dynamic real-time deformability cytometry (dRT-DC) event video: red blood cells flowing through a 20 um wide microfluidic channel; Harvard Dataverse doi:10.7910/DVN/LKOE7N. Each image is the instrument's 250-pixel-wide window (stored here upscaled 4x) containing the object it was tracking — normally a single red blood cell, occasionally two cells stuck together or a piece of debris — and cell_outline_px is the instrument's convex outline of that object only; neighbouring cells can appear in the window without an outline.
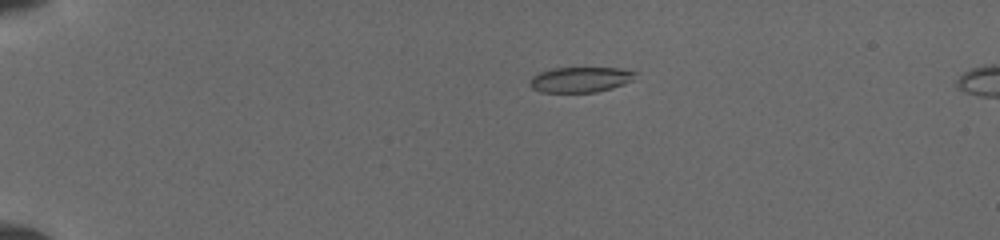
{"species": "common noctule bat (a hibernating species)", "species_latin": "Nyctalus noctula", "temperature_condition": "cold", "stored_images_in_passage": 47, "camera_frame_rate_fps": 3000, "um_per_image_px": 0.085, "animal": {"sex": "female", "body_mass_g": 19.5, "forearm_length_mm": 54.1}, "frame": {"image": 1, "passage_image": 1, "time_ms": 0.0, "image_size_px": [1000, 240], "cell_outline_px": [[636, 72], [632, 80], [624, 84], [612, 88], [596, 92], [540, 92], [532, 88], [528, 84], [532, 76], [540, 72], [552, 68], [620, 68]], "centroid_in_image_um": [49.3, 6.77], "position_along_channel_um": 35.7, "area_um2": 15.55}}
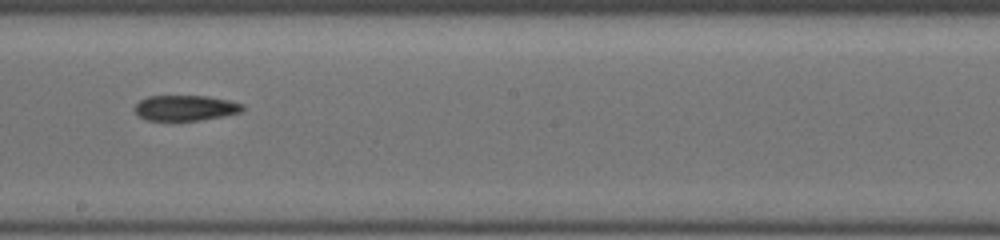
{"frame": {"image": 2, "passage_image": 25, "time_ms": 6.667, "image_size_px": [1000, 240], "cell_outline_px": [[244, 108], [240, 112], [224, 116], [196, 120], [148, 120], [140, 116], [132, 108], [140, 100], [148, 96], [208, 96], [228, 100], [244, 104]], "centroid_in_image_um": [15.76, 9.16], "position_along_channel_um": 232.4, "area_um2": 15.9}}
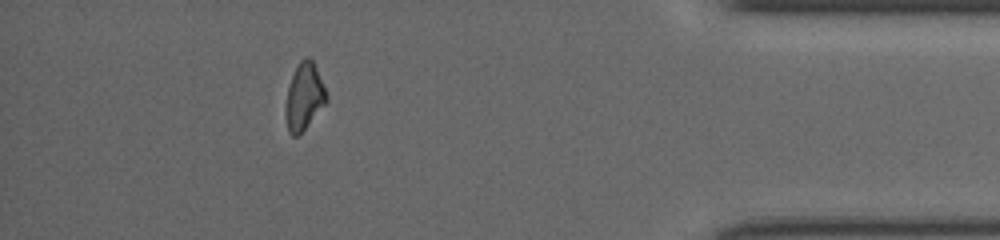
{"frame": {"image": 3, "passage_image": 42, "time_ms": 12.0, "image_size_px": [1000, 240], "cell_outline_px": [[328, 100], [304, 128], [296, 136], [292, 136], [288, 132], [284, 116], [284, 108], [288, 88], [292, 76], [300, 60], [304, 56], [308, 56], [312, 60], [328, 96]], "centroid_in_image_um": [25.82, 8.22], "position_along_channel_um": 409.4, "area_um2": 15.66}}